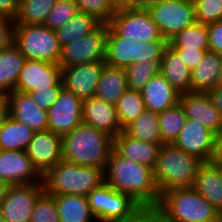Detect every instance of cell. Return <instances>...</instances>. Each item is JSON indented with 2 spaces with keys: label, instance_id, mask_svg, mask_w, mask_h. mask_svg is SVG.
I'll use <instances>...</instances> for the list:
<instances>
[{
  "label": "cell",
  "instance_id": "1",
  "mask_svg": "<svg viewBox=\"0 0 222 222\" xmlns=\"http://www.w3.org/2000/svg\"><path fill=\"white\" fill-rule=\"evenodd\" d=\"M105 182L115 190L127 194L145 211H153L159 203L153 169L121 157L114 149L104 170Z\"/></svg>",
  "mask_w": 222,
  "mask_h": 222
},
{
  "label": "cell",
  "instance_id": "2",
  "mask_svg": "<svg viewBox=\"0 0 222 222\" xmlns=\"http://www.w3.org/2000/svg\"><path fill=\"white\" fill-rule=\"evenodd\" d=\"M62 159L77 165L106 168L113 138L84 123L62 136Z\"/></svg>",
  "mask_w": 222,
  "mask_h": 222
},
{
  "label": "cell",
  "instance_id": "3",
  "mask_svg": "<svg viewBox=\"0 0 222 222\" xmlns=\"http://www.w3.org/2000/svg\"><path fill=\"white\" fill-rule=\"evenodd\" d=\"M153 212L161 222H219V210L193 187L167 190Z\"/></svg>",
  "mask_w": 222,
  "mask_h": 222
},
{
  "label": "cell",
  "instance_id": "4",
  "mask_svg": "<svg viewBox=\"0 0 222 222\" xmlns=\"http://www.w3.org/2000/svg\"><path fill=\"white\" fill-rule=\"evenodd\" d=\"M105 182L104 169L61 160L43 175L44 190L50 195L87 196Z\"/></svg>",
  "mask_w": 222,
  "mask_h": 222
},
{
  "label": "cell",
  "instance_id": "5",
  "mask_svg": "<svg viewBox=\"0 0 222 222\" xmlns=\"http://www.w3.org/2000/svg\"><path fill=\"white\" fill-rule=\"evenodd\" d=\"M203 162L173 144H163L153 169L160 193L176 188H191Z\"/></svg>",
  "mask_w": 222,
  "mask_h": 222
},
{
  "label": "cell",
  "instance_id": "6",
  "mask_svg": "<svg viewBox=\"0 0 222 222\" xmlns=\"http://www.w3.org/2000/svg\"><path fill=\"white\" fill-rule=\"evenodd\" d=\"M87 200L97 222H132L145 211L130 196L106 182L88 193Z\"/></svg>",
  "mask_w": 222,
  "mask_h": 222
},
{
  "label": "cell",
  "instance_id": "7",
  "mask_svg": "<svg viewBox=\"0 0 222 222\" xmlns=\"http://www.w3.org/2000/svg\"><path fill=\"white\" fill-rule=\"evenodd\" d=\"M167 40L137 42L118 36L109 26L106 36L105 64L111 67L127 68L133 63L149 59H162Z\"/></svg>",
  "mask_w": 222,
  "mask_h": 222
},
{
  "label": "cell",
  "instance_id": "8",
  "mask_svg": "<svg viewBox=\"0 0 222 222\" xmlns=\"http://www.w3.org/2000/svg\"><path fill=\"white\" fill-rule=\"evenodd\" d=\"M13 43L26 59L59 63L61 45L55 31L44 25H14Z\"/></svg>",
  "mask_w": 222,
  "mask_h": 222
},
{
  "label": "cell",
  "instance_id": "9",
  "mask_svg": "<svg viewBox=\"0 0 222 222\" xmlns=\"http://www.w3.org/2000/svg\"><path fill=\"white\" fill-rule=\"evenodd\" d=\"M147 11L161 36L168 42L196 22L193 0H163Z\"/></svg>",
  "mask_w": 222,
  "mask_h": 222
},
{
  "label": "cell",
  "instance_id": "10",
  "mask_svg": "<svg viewBox=\"0 0 222 222\" xmlns=\"http://www.w3.org/2000/svg\"><path fill=\"white\" fill-rule=\"evenodd\" d=\"M108 26L118 36L140 43L166 40L145 9H117Z\"/></svg>",
  "mask_w": 222,
  "mask_h": 222
},
{
  "label": "cell",
  "instance_id": "11",
  "mask_svg": "<svg viewBox=\"0 0 222 222\" xmlns=\"http://www.w3.org/2000/svg\"><path fill=\"white\" fill-rule=\"evenodd\" d=\"M108 24H101L95 31L61 47L58 65L61 68L105 61Z\"/></svg>",
  "mask_w": 222,
  "mask_h": 222
},
{
  "label": "cell",
  "instance_id": "12",
  "mask_svg": "<svg viewBox=\"0 0 222 222\" xmlns=\"http://www.w3.org/2000/svg\"><path fill=\"white\" fill-rule=\"evenodd\" d=\"M43 183L10 185L0 206V214L7 222H30Z\"/></svg>",
  "mask_w": 222,
  "mask_h": 222
},
{
  "label": "cell",
  "instance_id": "13",
  "mask_svg": "<svg viewBox=\"0 0 222 222\" xmlns=\"http://www.w3.org/2000/svg\"><path fill=\"white\" fill-rule=\"evenodd\" d=\"M48 128L56 135L64 136L82 123V100L64 87L57 101L47 110Z\"/></svg>",
  "mask_w": 222,
  "mask_h": 222
},
{
  "label": "cell",
  "instance_id": "14",
  "mask_svg": "<svg viewBox=\"0 0 222 222\" xmlns=\"http://www.w3.org/2000/svg\"><path fill=\"white\" fill-rule=\"evenodd\" d=\"M55 85H63L62 68L58 64L26 59L15 90L28 94Z\"/></svg>",
  "mask_w": 222,
  "mask_h": 222
},
{
  "label": "cell",
  "instance_id": "15",
  "mask_svg": "<svg viewBox=\"0 0 222 222\" xmlns=\"http://www.w3.org/2000/svg\"><path fill=\"white\" fill-rule=\"evenodd\" d=\"M0 181L9 185L43 183L26 151L0 150Z\"/></svg>",
  "mask_w": 222,
  "mask_h": 222
},
{
  "label": "cell",
  "instance_id": "16",
  "mask_svg": "<svg viewBox=\"0 0 222 222\" xmlns=\"http://www.w3.org/2000/svg\"><path fill=\"white\" fill-rule=\"evenodd\" d=\"M215 133L199 121H186L173 145L195 156L202 162H209L213 153Z\"/></svg>",
  "mask_w": 222,
  "mask_h": 222
},
{
  "label": "cell",
  "instance_id": "17",
  "mask_svg": "<svg viewBox=\"0 0 222 222\" xmlns=\"http://www.w3.org/2000/svg\"><path fill=\"white\" fill-rule=\"evenodd\" d=\"M26 153L37 170L44 175L62 160V138L50 130L35 132Z\"/></svg>",
  "mask_w": 222,
  "mask_h": 222
},
{
  "label": "cell",
  "instance_id": "18",
  "mask_svg": "<svg viewBox=\"0 0 222 222\" xmlns=\"http://www.w3.org/2000/svg\"><path fill=\"white\" fill-rule=\"evenodd\" d=\"M105 61L62 68L63 87L81 100L94 97Z\"/></svg>",
  "mask_w": 222,
  "mask_h": 222
},
{
  "label": "cell",
  "instance_id": "19",
  "mask_svg": "<svg viewBox=\"0 0 222 222\" xmlns=\"http://www.w3.org/2000/svg\"><path fill=\"white\" fill-rule=\"evenodd\" d=\"M179 103L186 118L199 121L215 134L222 131V116L208 93H183L180 95Z\"/></svg>",
  "mask_w": 222,
  "mask_h": 222
},
{
  "label": "cell",
  "instance_id": "20",
  "mask_svg": "<svg viewBox=\"0 0 222 222\" xmlns=\"http://www.w3.org/2000/svg\"><path fill=\"white\" fill-rule=\"evenodd\" d=\"M82 123L115 138L123 131L115 105L96 97L82 100Z\"/></svg>",
  "mask_w": 222,
  "mask_h": 222
},
{
  "label": "cell",
  "instance_id": "21",
  "mask_svg": "<svg viewBox=\"0 0 222 222\" xmlns=\"http://www.w3.org/2000/svg\"><path fill=\"white\" fill-rule=\"evenodd\" d=\"M9 115L33 131H45L48 128L47 110L40 108L27 93L12 91L8 95Z\"/></svg>",
  "mask_w": 222,
  "mask_h": 222
},
{
  "label": "cell",
  "instance_id": "22",
  "mask_svg": "<svg viewBox=\"0 0 222 222\" xmlns=\"http://www.w3.org/2000/svg\"><path fill=\"white\" fill-rule=\"evenodd\" d=\"M163 144L137 140L124 131L113 138V149L126 159L154 169Z\"/></svg>",
  "mask_w": 222,
  "mask_h": 222
},
{
  "label": "cell",
  "instance_id": "23",
  "mask_svg": "<svg viewBox=\"0 0 222 222\" xmlns=\"http://www.w3.org/2000/svg\"><path fill=\"white\" fill-rule=\"evenodd\" d=\"M146 110L161 113L179 103L180 95L165 79L158 73L153 76L141 91Z\"/></svg>",
  "mask_w": 222,
  "mask_h": 222
},
{
  "label": "cell",
  "instance_id": "24",
  "mask_svg": "<svg viewBox=\"0 0 222 222\" xmlns=\"http://www.w3.org/2000/svg\"><path fill=\"white\" fill-rule=\"evenodd\" d=\"M160 73L179 93L191 92V71L181 59L178 52L168 45L161 59Z\"/></svg>",
  "mask_w": 222,
  "mask_h": 222
},
{
  "label": "cell",
  "instance_id": "25",
  "mask_svg": "<svg viewBox=\"0 0 222 222\" xmlns=\"http://www.w3.org/2000/svg\"><path fill=\"white\" fill-rule=\"evenodd\" d=\"M193 188L219 211L222 209V169L203 162L195 177Z\"/></svg>",
  "mask_w": 222,
  "mask_h": 222
},
{
  "label": "cell",
  "instance_id": "26",
  "mask_svg": "<svg viewBox=\"0 0 222 222\" xmlns=\"http://www.w3.org/2000/svg\"><path fill=\"white\" fill-rule=\"evenodd\" d=\"M222 55L208 51L191 73V92L208 93L219 85Z\"/></svg>",
  "mask_w": 222,
  "mask_h": 222
},
{
  "label": "cell",
  "instance_id": "27",
  "mask_svg": "<svg viewBox=\"0 0 222 222\" xmlns=\"http://www.w3.org/2000/svg\"><path fill=\"white\" fill-rule=\"evenodd\" d=\"M127 90L125 69L104 64L94 97L115 105Z\"/></svg>",
  "mask_w": 222,
  "mask_h": 222
},
{
  "label": "cell",
  "instance_id": "28",
  "mask_svg": "<svg viewBox=\"0 0 222 222\" xmlns=\"http://www.w3.org/2000/svg\"><path fill=\"white\" fill-rule=\"evenodd\" d=\"M26 58L12 42L8 47L0 49V92L8 95L15 90L20 72Z\"/></svg>",
  "mask_w": 222,
  "mask_h": 222
},
{
  "label": "cell",
  "instance_id": "29",
  "mask_svg": "<svg viewBox=\"0 0 222 222\" xmlns=\"http://www.w3.org/2000/svg\"><path fill=\"white\" fill-rule=\"evenodd\" d=\"M60 222H97L90 211L87 196L63 194L54 196Z\"/></svg>",
  "mask_w": 222,
  "mask_h": 222
},
{
  "label": "cell",
  "instance_id": "30",
  "mask_svg": "<svg viewBox=\"0 0 222 222\" xmlns=\"http://www.w3.org/2000/svg\"><path fill=\"white\" fill-rule=\"evenodd\" d=\"M34 133L9 115L0 127V150L26 151Z\"/></svg>",
  "mask_w": 222,
  "mask_h": 222
},
{
  "label": "cell",
  "instance_id": "31",
  "mask_svg": "<svg viewBox=\"0 0 222 222\" xmlns=\"http://www.w3.org/2000/svg\"><path fill=\"white\" fill-rule=\"evenodd\" d=\"M101 24L102 23L95 17L83 12H78L71 20L54 31L62 47L90 34Z\"/></svg>",
  "mask_w": 222,
  "mask_h": 222
},
{
  "label": "cell",
  "instance_id": "32",
  "mask_svg": "<svg viewBox=\"0 0 222 222\" xmlns=\"http://www.w3.org/2000/svg\"><path fill=\"white\" fill-rule=\"evenodd\" d=\"M158 122V113L145 110L130 122L123 131L137 140L163 144Z\"/></svg>",
  "mask_w": 222,
  "mask_h": 222
},
{
  "label": "cell",
  "instance_id": "33",
  "mask_svg": "<svg viewBox=\"0 0 222 222\" xmlns=\"http://www.w3.org/2000/svg\"><path fill=\"white\" fill-rule=\"evenodd\" d=\"M57 0H19L14 25H43Z\"/></svg>",
  "mask_w": 222,
  "mask_h": 222
},
{
  "label": "cell",
  "instance_id": "34",
  "mask_svg": "<svg viewBox=\"0 0 222 222\" xmlns=\"http://www.w3.org/2000/svg\"><path fill=\"white\" fill-rule=\"evenodd\" d=\"M169 45L174 49H197L209 50V35L207 25L194 24L180 31L173 39L169 41Z\"/></svg>",
  "mask_w": 222,
  "mask_h": 222
},
{
  "label": "cell",
  "instance_id": "35",
  "mask_svg": "<svg viewBox=\"0 0 222 222\" xmlns=\"http://www.w3.org/2000/svg\"><path fill=\"white\" fill-rule=\"evenodd\" d=\"M158 121L162 143L173 144L186 121L181 104L158 113Z\"/></svg>",
  "mask_w": 222,
  "mask_h": 222
},
{
  "label": "cell",
  "instance_id": "36",
  "mask_svg": "<svg viewBox=\"0 0 222 222\" xmlns=\"http://www.w3.org/2000/svg\"><path fill=\"white\" fill-rule=\"evenodd\" d=\"M115 109L121 127L124 129L146 110L141 91L128 89L115 103Z\"/></svg>",
  "mask_w": 222,
  "mask_h": 222
},
{
  "label": "cell",
  "instance_id": "37",
  "mask_svg": "<svg viewBox=\"0 0 222 222\" xmlns=\"http://www.w3.org/2000/svg\"><path fill=\"white\" fill-rule=\"evenodd\" d=\"M161 59H149L146 62L133 63L125 68L128 89L142 91L149 80L160 73Z\"/></svg>",
  "mask_w": 222,
  "mask_h": 222
},
{
  "label": "cell",
  "instance_id": "38",
  "mask_svg": "<svg viewBox=\"0 0 222 222\" xmlns=\"http://www.w3.org/2000/svg\"><path fill=\"white\" fill-rule=\"evenodd\" d=\"M79 12L95 17L102 24H108L117 7L112 0H74Z\"/></svg>",
  "mask_w": 222,
  "mask_h": 222
},
{
  "label": "cell",
  "instance_id": "39",
  "mask_svg": "<svg viewBox=\"0 0 222 222\" xmlns=\"http://www.w3.org/2000/svg\"><path fill=\"white\" fill-rule=\"evenodd\" d=\"M30 222H60L54 195L44 190L38 196Z\"/></svg>",
  "mask_w": 222,
  "mask_h": 222
},
{
  "label": "cell",
  "instance_id": "40",
  "mask_svg": "<svg viewBox=\"0 0 222 222\" xmlns=\"http://www.w3.org/2000/svg\"><path fill=\"white\" fill-rule=\"evenodd\" d=\"M78 12L74 0H57L43 25L55 30L71 20Z\"/></svg>",
  "mask_w": 222,
  "mask_h": 222
},
{
  "label": "cell",
  "instance_id": "41",
  "mask_svg": "<svg viewBox=\"0 0 222 222\" xmlns=\"http://www.w3.org/2000/svg\"><path fill=\"white\" fill-rule=\"evenodd\" d=\"M195 20L199 24L208 25L222 20V0H193Z\"/></svg>",
  "mask_w": 222,
  "mask_h": 222
},
{
  "label": "cell",
  "instance_id": "42",
  "mask_svg": "<svg viewBox=\"0 0 222 222\" xmlns=\"http://www.w3.org/2000/svg\"><path fill=\"white\" fill-rule=\"evenodd\" d=\"M62 88L63 85H55L48 89L36 90L28 94L40 108L48 110L57 101Z\"/></svg>",
  "mask_w": 222,
  "mask_h": 222
},
{
  "label": "cell",
  "instance_id": "43",
  "mask_svg": "<svg viewBox=\"0 0 222 222\" xmlns=\"http://www.w3.org/2000/svg\"><path fill=\"white\" fill-rule=\"evenodd\" d=\"M209 50L222 55V20L207 25Z\"/></svg>",
  "mask_w": 222,
  "mask_h": 222
},
{
  "label": "cell",
  "instance_id": "44",
  "mask_svg": "<svg viewBox=\"0 0 222 222\" xmlns=\"http://www.w3.org/2000/svg\"><path fill=\"white\" fill-rule=\"evenodd\" d=\"M184 61L186 66L192 72L197 65L202 61L205 54L210 50H197V49H175Z\"/></svg>",
  "mask_w": 222,
  "mask_h": 222
},
{
  "label": "cell",
  "instance_id": "45",
  "mask_svg": "<svg viewBox=\"0 0 222 222\" xmlns=\"http://www.w3.org/2000/svg\"><path fill=\"white\" fill-rule=\"evenodd\" d=\"M14 21L0 16V49L8 47L13 42Z\"/></svg>",
  "mask_w": 222,
  "mask_h": 222
},
{
  "label": "cell",
  "instance_id": "46",
  "mask_svg": "<svg viewBox=\"0 0 222 222\" xmlns=\"http://www.w3.org/2000/svg\"><path fill=\"white\" fill-rule=\"evenodd\" d=\"M19 8V0H0V16L13 21L16 19Z\"/></svg>",
  "mask_w": 222,
  "mask_h": 222
},
{
  "label": "cell",
  "instance_id": "47",
  "mask_svg": "<svg viewBox=\"0 0 222 222\" xmlns=\"http://www.w3.org/2000/svg\"><path fill=\"white\" fill-rule=\"evenodd\" d=\"M209 162L222 169V131L215 134L213 153Z\"/></svg>",
  "mask_w": 222,
  "mask_h": 222
},
{
  "label": "cell",
  "instance_id": "48",
  "mask_svg": "<svg viewBox=\"0 0 222 222\" xmlns=\"http://www.w3.org/2000/svg\"><path fill=\"white\" fill-rule=\"evenodd\" d=\"M208 94H209L214 106L220 112V114L222 116V86L218 85L217 87L212 88L208 92Z\"/></svg>",
  "mask_w": 222,
  "mask_h": 222
},
{
  "label": "cell",
  "instance_id": "49",
  "mask_svg": "<svg viewBox=\"0 0 222 222\" xmlns=\"http://www.w3.org/2000/svg\"><path fill=\"white\" fill-rule=\"evenodd\" d=\"M117 9H140V0H112Z\"/></svg>",
  "mask_w": 222,
  "mask_h": 222
},
{
  "label": "cell",
  "instance_id": "50",
  "mask_svg": "<svg viewBox=\"0 0 222 222\" xmlns=\"http://www.w3.org/2000/svg\"><path fill=\"white\" fill-rule=\"evenodd\" d=\"M132 222H161L153 211H144L135 221Z\"/></svg>",
  "mask_w": 222,
  "mask_h": 222
},
{
  "label": "cell",
  "instance_id": "51",
  "mask_svg": "<svg viewBox=\"0 0 222 222\" xmlns=\"http://www.w3.org/2000/svg\"><path fill=\"white\" fill-rule=\"evenodd\" d=\"M163 0H140V9L147 10L149 7L159 4Z\"/></svg>",
  "mask_w": 222,
  "mask_h": 222
},
{
  "label": "cell",
  "instance_id": "52",
  "mask_svg": "<svg viewBox=\"0 0 222 222\" xmlns=\"http://www.w3.org/2000/svg\"><path fill=\"white\" fill-rule=\"evenodd\" d=\"M0 111H9L8 96L0 92Z\"/></svg>",
  "mask_w": 222,
  "mask_h": 222
},
{
  "label": "cell",
  "instance_id": "53",
  "mask_svg": "<svg viewBox=\"0 0 222 222\" xmlns=\"http://www.w3.org/2000/svg\"><path fill=\"white\" fill-rule=\"evenodd\" d=\"M9 186L10 185L8 183H6L4 181H0V206H1L2 201L5 198L6 191H7Z\"/></svg>",
  "mask_w": 222,
  "mask_h": 222
},
{
  "label": "cell",
  "instance_id": "54",
  "mask_svg": "<svg viewBox=\"0 0 222 222\" xmlns=\"http://www.w3.org/2000/svg\"><path fill=\"white\" fill-rule=\"evenodd\" d=\"M8 116H9V111H0V127L5 122Z\"/></svg>",
  "mask_w": 222,
  "mask_h": 222
},
{
  "label": "cell",
  "instance_id": "55",
  "mask_svg": "<svg viewBox=\"0 0 222 222\" xmlns=\"http://www.w3.org/2000/svg\"><path fill=\"white\" fill-rule=\"evenodd\" d=\"M219 85L222 86V65H221V73H220V77H219Z\"/></svg>",
  "mask_w": 222,
  "mask_h": 222
},
{
  "label": "cell",
  "instance_id": "56",
  "mask_svg": "<svg viewBox=\"0 0 222 222\" xmlns=\"http://www.w3.org/2000/svg\"><path fill=\"white\" fill-rule=\"evenodd\" d=\"M219 212H220V214H219V222H222V209Z\"/></svg>",
  "mask_w": 222,
  "mask_h": 222
},
{
  "label": "cell",
  "instance_id": "57",
  "mask_svg": "<svg viewBox=\"0 0 222 222\" xmlns=\"http://www.w3.org/2000/svg\"><path fill=\"white\" fill-rule=\"evenodd\" d=\"M0 222H7V221L2 217L1 214H0Z\"/></svg>",
  "mask_w": 222,
  "mask_h": 222
}]
</instances>
